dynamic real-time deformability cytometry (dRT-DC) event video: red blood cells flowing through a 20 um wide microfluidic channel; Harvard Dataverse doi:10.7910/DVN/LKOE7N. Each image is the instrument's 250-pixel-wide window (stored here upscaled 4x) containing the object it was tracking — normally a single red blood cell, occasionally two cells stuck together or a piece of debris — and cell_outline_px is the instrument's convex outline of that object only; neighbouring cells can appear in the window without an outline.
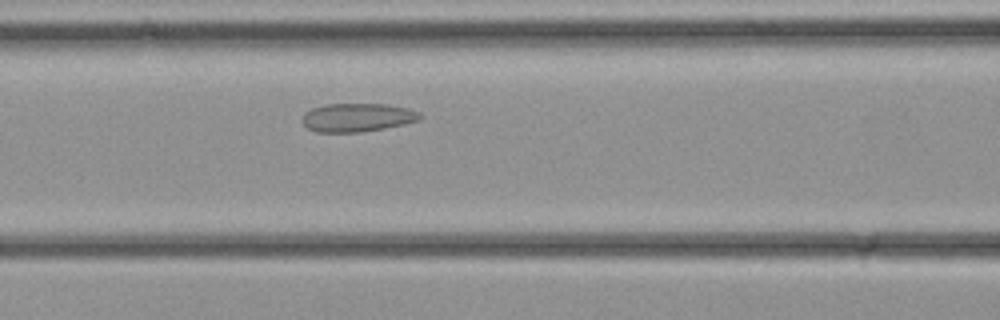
{"species": "common noctule bat (a hibernating species)", "species_latin": "Nyctalus noctula", "temperature_condition": "cold", "stored_images_in_passage": 25, "camera_frame_rate_fps": 3000, "um_per_image_px": 0.085, "animal": {"sex": "female", "body_mass_g": 21.9}, "frame": {"image": 1, "passage_image": 5, "time_ms": 1.333, "image_size_px": [1000, 320], "cell_outline_px": [[424, 116], [420, 120], [404, 124], [384, 128], [360, 132], [316, 132], [308, 128], [300, 120], [304, 112], [312, 108], [324, 104], [384, 104], [408, 108], [420, 112]], "centroid_in_image_um": [30.37, 9.98], "position_along_channel_um": 136.2, "area_um2": 19.71}}
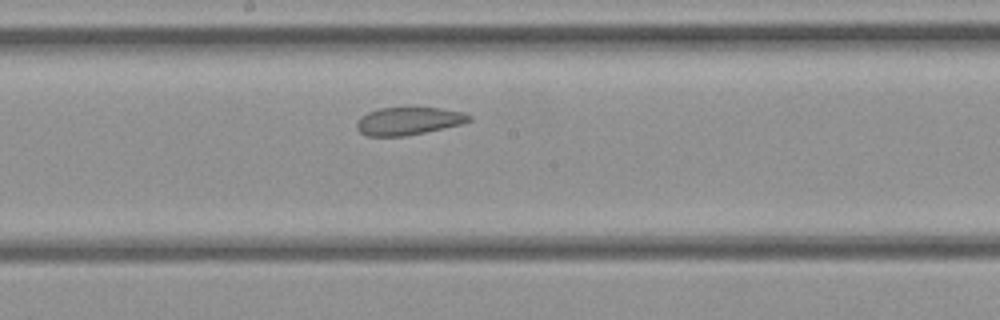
{"frame": {"image": 2, "passage_image": 9, "time_ms": 2.667, "image_size_px": [1000, 320], "cell_outline_px": [[472, 120], [460, 124], [424, 132], [404, 136], [368, 136], [360, 132], [356, 128], [356, 124], [360, 116], [368, 112], [380, 108], [440, 108], [464, 112], [472, 116]], "centroid_in_image_um": [34.71, 10.28], "position_along_channel_um": 213.5, "area_um2": 18.03}}
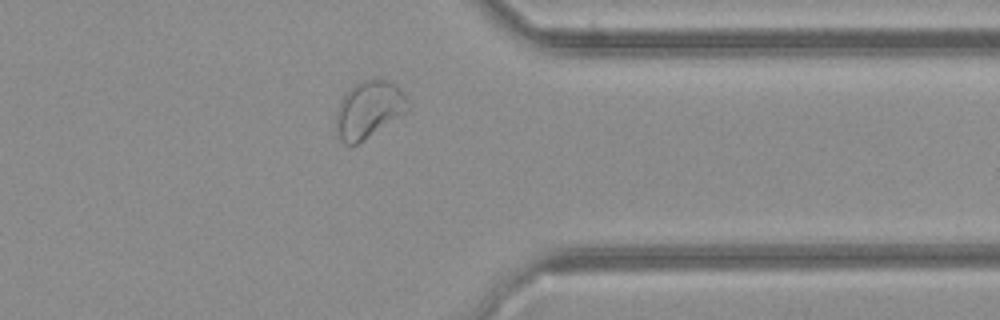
{"frame": {"image": 3, "passage_image": 18, "time_ms": 5.667, "image_size_px": [1000, 320], "cell_outline_px": [[408, 108], [404, 112], [356, 144], [344, 144], [336, 132], [336, 112], [340, 100], [348, 88], [364, 80], [388, 80], [396, 84], [400, 88], [408, 100]], "centroid_in_image_um": [31.3, 9.28], "position_along_channel_um": 380.1, "area_um2": 23.29}}